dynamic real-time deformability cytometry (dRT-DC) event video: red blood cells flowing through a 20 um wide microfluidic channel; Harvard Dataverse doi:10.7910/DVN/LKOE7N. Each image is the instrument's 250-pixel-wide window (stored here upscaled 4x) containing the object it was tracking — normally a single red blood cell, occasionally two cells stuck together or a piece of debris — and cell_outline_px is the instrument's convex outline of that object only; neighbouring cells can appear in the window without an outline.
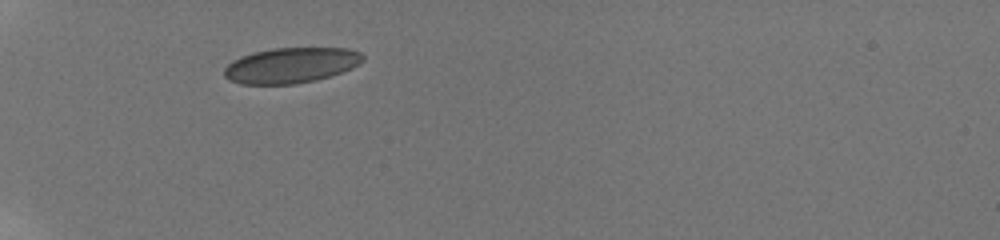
{"species": "human", "species_latin": "Homo sapiens", "temperature_condition": "room temperature", "stored_images_in_passage": 42, "camera_frame_rate_fps": 3000, "um_per_image_px": 0.085, "donor": {"sex": "male"}, "frame": {"image": 1, "passage_image": 1, "time_ms": 0.0, "image_size_px": [1000, 240], "cell_outline_px": [[364, 60], [360, 64], [352, 68], [316, 80], [296, 84], [240, 84], [228, 80], [224, 76], [224, 68], [232, 60], [240, 56], [252, 52], [272, 48], [348, 48], [360, 52], [364, 56]], "centroid_in_image_um": [24.71, 5.55], "position_along_channel_um": 60.3, "area_um2": 28.84}}
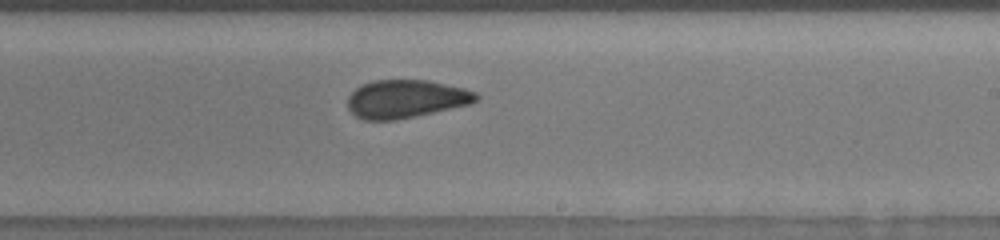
{"frame": {"image": 2, "passage_image": 21, "time_ms": 5.667, "image_size_px": [1000, 240], "cell_outline_px": [[480, 96], [472, 104], [416, 116], [396, 120], [364, 120], [356, 116], [348, 108], [348, 96], [356, 88], [372, 80], [428, 80], [464, 88], [476, 92]], "centroid_in_image_um": [34.52, 8.41], "position_along_channel_um": 254.5, "area_um2": 28.61}}
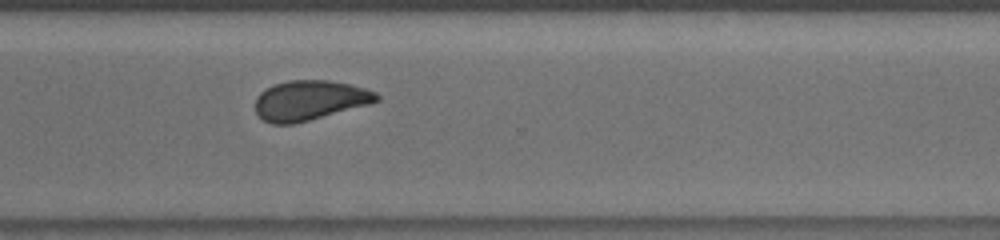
{"frame": {"image": 3, "passage_image": 27, "time_ms": 8.0, "image_size_px": [1000, 240], "cell_outline_px": [[380, 100], [368, 104], [308, 120], [292, 124], [272, 124], [264, 120], [256, 112], [256, 96], [260, 92], [276, 84], [288, 80], [328, 80], [348, 84], [364, 88], [376, 92], [380, 96]], "centroid_in_image_um": [26.31, 8.52], "position_along_channel_um": 344.3, "area_um2": 27.74}, "authors_computed_cell_mechanics": {"area_um2": 28.6688, "velocity_mm_per_s": 3.839, "shape_relaxation_time_tau1_ms": null, "shape_relaxation_time_tau2_ms": 1.3142, "deformation_change_tau1": null, "deformation_change_tau2": 0.0771}}